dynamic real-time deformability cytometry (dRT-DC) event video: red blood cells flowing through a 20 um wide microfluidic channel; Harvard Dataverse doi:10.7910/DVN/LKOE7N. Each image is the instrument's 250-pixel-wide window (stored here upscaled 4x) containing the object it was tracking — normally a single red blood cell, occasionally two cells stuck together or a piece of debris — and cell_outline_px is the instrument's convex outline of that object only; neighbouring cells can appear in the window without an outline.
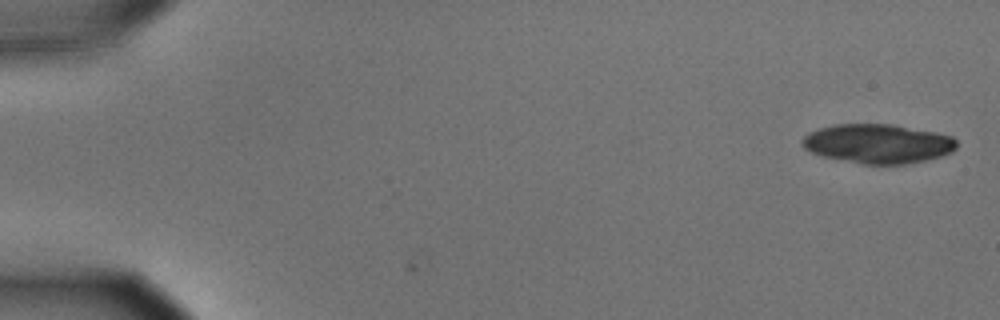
{"species": "common noctule bat (a hibernating species)", "species_latin": "Nyctalus noctula", "temperature_condition": "cold", "stored_images_in_passage": 3, "camera_frame_rate_fps": 3000, "um_per_image_px": 0.085, "animal": {"sex": "male", "body_mass_g": 15.6}, "frame": {"image": 1, "passage_image": 1, "time_ms": 0.0, "image_size_px": [1000, 320], "cell_outline_px": [[956, 148], [952, 152], [940, 156], [924, 160], [904, 164], [864, 164], [820, 156], [804, 148], [800, 144], [800, 140], [808, 132], [820, 128], [836, 124], [892, 124], [936, 132], [952, 136], [956, 140]], "centroid_in_image_um": [74.59, 12.2], "position_along_channel_um": 10.4, "area_um2": 35.37}}